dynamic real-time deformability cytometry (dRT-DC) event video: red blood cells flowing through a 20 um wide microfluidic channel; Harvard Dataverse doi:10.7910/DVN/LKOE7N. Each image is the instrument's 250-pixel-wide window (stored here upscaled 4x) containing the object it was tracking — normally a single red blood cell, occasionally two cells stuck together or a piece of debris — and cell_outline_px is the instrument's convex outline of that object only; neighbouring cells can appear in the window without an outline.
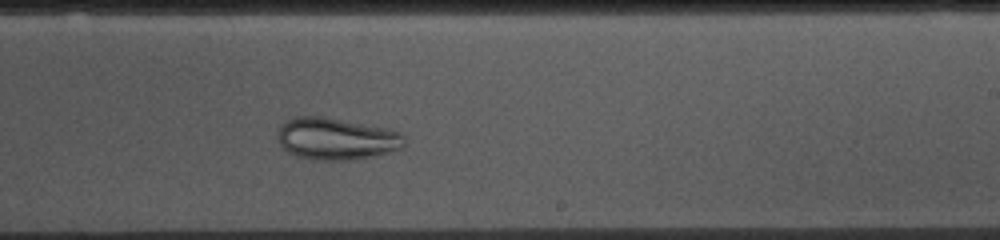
{"species": "common noctule bat (a hibernating species)", "species_latin": "Nyctalus noctula", "temperature_condition": "cold", "stored_images_in_passage": 42, "camera_frame_rate_fps": 3000, "um_per_image_px": 0.085, "animal": {"sex": "female", "body_mass_g": 10.0, "forearm_length_mm": 53.1}, "frame": {"image": 1, "passage_image": 28, "time_ms": 9.0, "image_size_px": [1000, 240], "cell_outline_px": [[404, 148], [372, 156], [352, 160], [320, 160], [296, 156], [288, 152], [280, 144], [276, 136], [276, 132], [280, 124], [296, 116], [320, 116], [388, 128], [400, 132], [404, 136]], "centroid_in_image_um": [28.56, 11.79], "position_along_channel_um": 260.4, "area_um2": 31.1}}
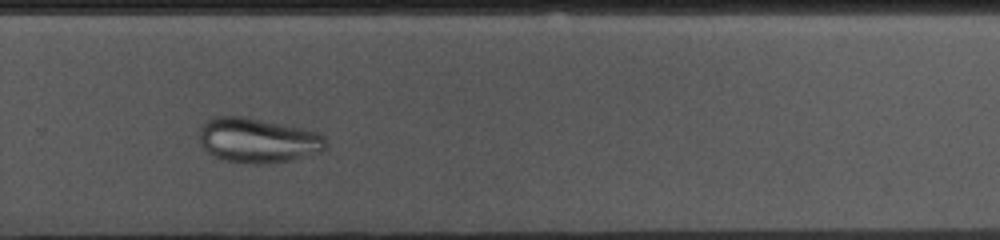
{"frame": {"image": 2, "passage_image": 32, "time_ms": 10.333, "image_size_px": [1000, 240], "cell_outline_px": [[328, 148], [320, 152], [292, 160], [268, 164], [256, 164], [220, 160], [212, 156], [200, 144], [200, 128], [212, 116], [244, 116], [304, 128], [320, 132], [328, 140]], "centroid_in_image_um": [21.96, 11.93], "position_along_channel_um": 307.8, "area_um2": 33.64}}
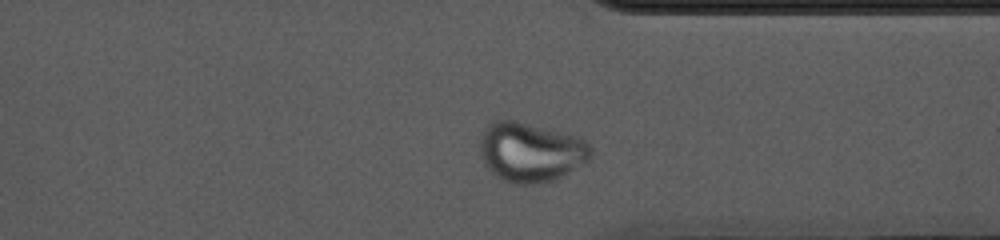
{"frame": {"image": 3, "passage_image": 37, "time_ms": 12.0, "image_size_px": [1000, 240], "cell_outline_px": [[592, 148], [588, 160], [560, 176], [552, 180], [532, 184], [512, 184], [496, 176], [484, 164], [480, 152], [480, 140], [488, 124], [496, 120], [512, 120], [564, 132], [576, 136], [584, 140]], "centroid_in_image_um": [45.08, 12.92], "position_along_channel_um": 366.3, "area_um2": 37.92}}